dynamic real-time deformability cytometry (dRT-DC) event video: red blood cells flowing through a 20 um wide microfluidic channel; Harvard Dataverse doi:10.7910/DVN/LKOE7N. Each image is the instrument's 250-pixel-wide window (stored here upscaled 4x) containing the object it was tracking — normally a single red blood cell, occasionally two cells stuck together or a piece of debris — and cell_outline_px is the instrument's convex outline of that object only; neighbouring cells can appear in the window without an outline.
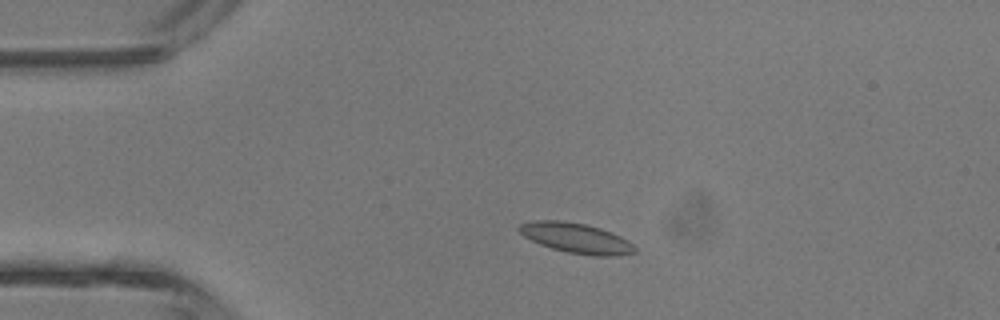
{"species": "common noctule bat (a hibernating species)", "species_latin": "Nyctalus noctula", "temperature_condition": "room temperature", "stored_images_in_passage": 36, "camera_frame_rate_fps": 3000, "um_per_image_px": 0.085, "animal": {"sex": "male", "body_mass_g": 13.3}, "frame": {"image": 1, "passage_image": 1, "time_ms": 0.0, "image_size_px": [1000, 320], "cell_outline_px": [[636, 252], [616, 256], [592, 256], [568, 252], [552, 248], [540, 244], [524, 236], [516, 228], [520, 224], [536, 220], [560, 220], [584, 224], [600, 228], [612, 232], [628, 240], [636, 248]], "centroid_in_image_um": [48.99, 20.24], "position_along_channel_um": 36.0, "area_um2": 20.23}}
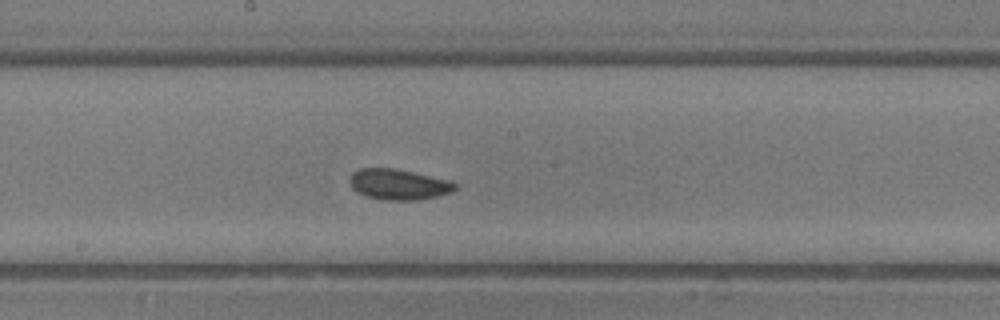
{"frame": {"image": 2, "passage_image": 15, "time_ms": 4.667, "image_size_px": [1000, 320], "cell_outline_px": [[456, 188], [452, 192], [436, 196], [416, 200], [380, 200], [364, 196], [356, 192], [352, 188], [348, 180], [352, 172], [360, 168], [396, 168], [452, 180], [456, 184]], "centroid_in_image_um": [33.85, 15.67], "position_along_channel_um": 214.3, "area_um2": 19.19}}
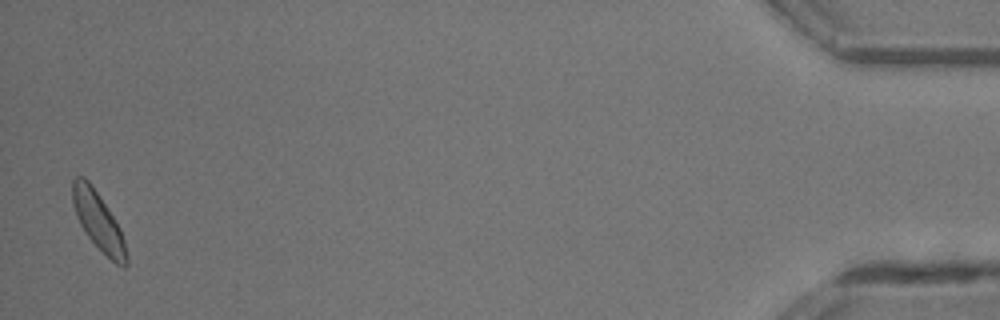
{"frame": {"image": 3, "passage_image": 35, "time_ms": 11.333, "image_size_px": [1000, 320], "cell_outline_px": [[128, 264], [124, 268], [116, 264], [84, 232], [76, 216], [72, 204], [72, 180], [76, 176], [84, 176], [88, 180], [120, 228], [124, 240], [128, 256]], "centroid_in_image_um": [8.34, 18.8], "position_along_channel_um": 426.9, "area_um2": 17.86}, "authors_computed_cell_mechanics": {"area_um2": 18.5538, "velocity_mm_per_s": 4.6269, "shape_relaxation_time_tau1_ms": 3.0008, "shape_relaxation_time_tau2_ms": 6.3861, "deformation_change_tau1": 0.0709, "deformation_change_tau2": 0.1287}}